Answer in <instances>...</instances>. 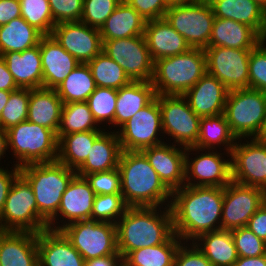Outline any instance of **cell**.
Wrapping results in <instances>:
<instances>
[{"mask_svg": "<svg viewBox=\"0 0 266 266\" xmlns=\"http://www.w3.org/2000/svg\"><path fill=\"white\" fill-rule=\"evenodd\" d=\"M223 198L224 187L184 185L172 191L170 209L174 233L188 243L202 234L221 230Z\"/></svg>", "mask_w": 266, "mask_h": 266, "instance_id": "1", "label": "cell"}, {"mask_svg": "<svg viewBox=\"0 0 266 266\" xmlns=\"http://www.w3.org/2000/svg\"><path fill=\"white\" fill-rule=\"evenodd\" d=\"M160 208L128 207L116 222L117 249L123 259L131 251L165 243L174 234L170 206Z\"/></svg>", "mask_w": 266, "mask_h": 266, "instance_id": "2", "label": "cell"}, {"mask_svg": "<svg viewBox=\"0 0 266 266\" xmlns=\"http://www.w3.org/2000/svg\"><path fill=\"white\" fill-rule=\"evenodd\" d=\"M118 169L121 194L128 207L163 208L165 203V206H170L172 192L160 180L141 151H122Z\"/></svg>", "mask_w": 266, "mask_h": 266, "instance_id": "3", "label": "cell"}, {"mask_svg": "<svg viewBox=\"0 0 266 266\" xmlns=\"http://www.w3.org/2000/svg\"><path fill=\"white\" fill-rule=\"evenodd\" d=\"M20 174L33 190L39 217L48 225L57 214L63 193L76 175V170L56 160L27 164L20 167Z\"/></svg>", "mask_w": 266, "mask_h": 266, "instance_id": "4", "label": "cell"}, {"mask_svg": "<svg viewBox=\"0 0 266 266\" xmlns=\"http://www.w3.org/2000/svg\"><path fill=\"white\" fill-rule=\"evenodd\" d=\"M207 72L204 49L190 48L187 52L154 61L151 83L156 95H183Z\"/></svg>", "mask_w": 266, "mask_h": 266, "instance_id": "5", "label": "cell"}, {"mask_svg": "<svg viewBox=\"0 0 266 266\" xmlns=\"http://www.w3.org/2000/svg\"><path fill=\"white\" fill-rule=\"evenodd\" d=\"M6 131L8 149L11 147L13 157L18 160L15 166L57 160L58 138L53 130L26 120Z\"/></svg>", "mask_w": 266, "mask_h": 266, "instance_id": "6", "label": "cell"}, {"mask_svg": "<svg viewBox=\"0 0 266 266\" xmlns=\"http://www.w3.org/2000/svg\"><path fill=\"white\" fill-rule=\"evenodd\" d=\"M265 112L266 93L252 88L228 91L224 114L237 140L257 138Z\"/></svg>", "mask_w": 266, "mask_h": 266, "instance_id": "7", "label": "cell"}, {"mask_svg": "<svg viewBox=\"0 0 266 266\" xmlns=\"http://www.w3.org/2000/svg\"><path fill=\"white\" fill-rule=\"evenodd\" d=\"M48 225L39 217L33 190L28 181L19 174L0 213V231L39 233Z\"/></svg>", "mask_w": 266, "mask_h": 266, "instance_id": "8", "label": "cell"}, {"mask_svg": "<svg viewBox=\"0 0 266 266\" xmlns=\"http://www.w3.org/2000/svg\"><path fill=\"white\" fill-rule=\"evenodd\" d=\"M164 19L184 37L191 48L208 47L215 16L207 0L170 6Z\"/></svg>", "mask_w": 266, "mask_h": 266, "instance_id": "9", "label": "cell"}, {"mask_svg": "<svg viewBox=\"0 0 266 266\" xmlns=\"http://www.w3.org/2000/svg\"><path fill=\"white\" fill-rule=\"evenodd\" d=\"M61 231L85 261L120 254L117 249L116 225L113 223L76 221L66 225Z\"/></svg>", "mask_w": 266, "mask_h": 266, "instance_id": "10", "label": "cell"}, {"mask_svg": "<svg viewBox=\"0 0 266 266\" xmlns=\"http://www.w3.org/2000/svg\"><path fill=\"white\" fill-rule=\"evenodd\" d=\"M163 134L178 146L188 148L197 143L200 120L182 95H158Z\"/></svg>", "mask_w": 266, "mask_h": 266, "instance_id": "11", "label": "cell"}, {"mask_svg": "<svg viewBox=\"0 0 266 266\" xmlns=\"http://www.w3.org/2000/svg\"><path fill=\"white\" fill-rule=\"evenodd\" d=\"M102 51L122 67L131 81L151 82L154 61L144 35L106 40Z\"/></svg>", "mask_w": 266, "mask_h": 266, "instance_id": "12", "label": "cell"}, {"mask_svg": "<svg viewBox=\"0 0 266 266\" xmlns=\"http://www.w3.org/2000/svg\"><path fill=\"white\" fill-rule=\"evenodd\" d=\"M117 130L122 151H141L164 143L158 138L163 133L158 95Z\"/></svg>", "mask_w": 266, "mask_h": 266, "instance_id": "13", "label": "cell"}, {"mask_svg": "<svg viewBox=\"0 0 266 266\" xmlns=\"http://www.w3.org/2000/svg\"><path fill=\"white\" fill-rule=\"evenodd\" d=\"M207 72L228 90L249 88V57L251 50L222 46L207 47Z\"/></svg>", "mask_w": 266, "mask_h": 266, "instance_id": "14", "label": "cell"}, {"mask_svg": "<svg viewBox=\"0 0 266 266\" xmlns=\"http://www.w3.org/2000/svg\"><path fill=\"white\" fill-rule=\"evenodd\" d=\"M266 202V191L231 181L224 187L221 230L246 226L254 213Z\"/></svg>", "mask_w": 266, "mask_h": 266, "instance_id": "15", "label": "cell"}, {"mask_svg": "<svg viewBox=\"0 0 266 266\" xmlns=\"http://www.w3.org/2000/svg\"><path fill=\"white\" fill-rule=\"evenodd\" d=\"M216 150V152H214ZM208 153H200L197 147H188L185 152V185L200 187H225L231 181V159H224L223 153L217 149ZM196 151V158L189 157L190 152ZM190 158V160H189ZM194 179V180H193ZM198 180V181H197Z\"/></svg>", "mask_w": 266, "mask_h": 266, "instance_id": "16", "label": "cell"}, {"mask_svg": "<svg viewBox=\"0 0 266 266\" xmlns=\"http://www.w3.org/2000/svg\"><path fill=\"white\" fill-rule=\"evenodd\" d=\"M246 142L236 141L231 150L232 181L266 191V141L251 138Z\"/></svg>", "mask_w": 266, "mask_h": 266, "instance_id": "17", "label": "cell"}, {"mask_svg": "<svg viewBox=\"0 0 266 266\" xmlns=\"http://www.w3.org/2000/svg\"><path fill=\"white\" fill-rule=\"evenodd\" d=\"M51 35L63 49L80 63H88L103 48L100 30L81 21L56 24Z\"/></svg>", "mask_w": 266, "mask_h": 266, "instance_id": "18", "label": "cell"}, {"mask_svg": "<svg viewBox=\"0 0 266 266\" xmlns=\"http://www.w3.org/2000/svg\"><path fill=\"white\" fill-rule=\"evenodd\" d=\"M95 196L96 194L91 189L86 178L76 174L63 193L57 214L48 222V228L52 230H61L70 223L91 220ZM58 217L62 222L65 219L63 225L62 222L61 224H57L58 226L55 225V221H59Z\"/></svg>", "mask_w": 266, "mask_h": 266, "instance_id": "19", "label": "cell"}, {"mask_svg": "<svg viewBox=\"0 0 266 266\" xmlns=\"http://www.w3.org/2000/svg\"><path fill=\"white\" fill-rule=\"evenodd\" d=\"M166 142L144 148L141 152L158 174L160 180L172 192L185 185L186 148ZM180 147V148H179Z\"/></svg>", "mask_w": 266, "mask_h": 266, "instance_id": "20", "label": "cell"}, {"mask_svg": "<svg viewBox=\"0 0 266 266\" xmlns=\"http://www.w3.org/2000/svg\"><path fill=\"white\" fill-rule=\"evenodd\" d=\"M228 91L215 76L206 72L182 96L199 117H210L224 113Z\"/></svg>", "mask_w": 266, "mask_h": 266, "instance_id": "21", "label": "cell"}, {"mask_svg": "<svg viewBox=\"0 0 266 266\" xmlns=\"http://www.w3.org/2000/svg\"><path fill=\"white\" fill-rule=\"evenodd\" d=\"M39 47L43 87L55 89L80 62L63 49L52 35H43L39 41Z\"/></svg>", "mask_w": 266, "mask_h": 266, "instance_id": "22", "label": "cell"}, {"mask_svg": "<svg viewBox=\"0 0 266 266\" xmlns=\"http://www.w3.org/2000/svg\"><path fill=\"white\" fill-rule=\"evenodd\" d=\"M39 266H85V259L61 230L38 233Z\"/></svg>", "mask_w": 266, "mask_h": 266, "instance_id": "23", "label": "cell"}, {"mask_svg": "<svg viewBox=\"0 0 266 266\" xmlns=\"http://www.w3.org/2000/svg\"><path fill=\"white\" fill-rule=\"evenodd\" d=\"M38 234L0 231L1 266H39Z\"/></svg>", "mask_w": 266, "mask_h": 266, "instance_id": "24", "label": "cell"}, {"mask_svg": "<svg viewBox=\"0 0 266 266\" xmlns=\"http://www.w3.org/2000/svg\"><path fill=\"white\" fill-rule=\"evenodd\" d=\"M144 37L153 61L185 53L191 48L164 18L148 20Z\"/></svg>", "mask_w": 266, "mask_h": 266, "instance_id": "25", "label": "cell"}, {"mask_svg": "<svg viewBox=\"0 0 266 266\" xmlns=\"http://www.w3.org/2000/svg\"><path fill=\"white\" fill-rule=\"evenodd\" d=\"M2 57L19 88L34 89L43 87L39 44L23 52H7Z\"/></svg>", "mask_w": 266, "mask_h": 266, "instance_id": "26", "label": "cell"}, {"mask_svg": "<svg viewBox=\"0 0 266 266\" xmlns=\"http://www.w3.org/2000/svg\"><path fill=\"white\" fill-rule=\"evenodd\" d=\"M208 2L215 17L246 24L266 39V10L254 0H208Z\"/></svg>", "mask_w": 266, "mask_h": 266, "instance_id": "27", "label": "cell"}, {"mask_svg": "<svg viewBox=\"0 0 266 266\" xmlns=\"http://www.w3.org/2000/svg\"><path fill=\"white\" fill-rule=\"evenodd\" d=\"M263 38L250 26L215 17L208 47L222 46L252 50Z\"/></svg>", "mask_w": 266, "mask_h": 266, "instance_id": "28", "label": "cell"}, {"mask_svg": "<svg viewBox=\"0 0 266 266\" xmlns=\"http://www.w3.org/2000/svg\"><path fill=\"white\" fill-rule=\"evenodd\" d=\"M104 131L93 143L89 156L76 170V174L84 177L87 174L110 171L118 168L122 152L117 132Z\"/></svg>", "mask_w": 266, "mask_h": 266, "instance_id": "29", "label": "cell"}, {"mask_svg": "<svg viewBox=\"0 0 266 266\" xmlns=\"http://www.w3.org/2000/svg\"><path fill=\"white\" fill-rule=\"evenodd\" d=\"M63 102L55 89H30L27 120L53 130L57 134Z\"/></svg>", "mask_w": 266, "mask_h": 266, "instance_id": "30", "label": "cell"}, {"mask_svg": "<svg viewBox=\"0 0 266 266\" xmlns=\"http://www.w3.org/2000/svg\"><path fill=\"white\" fill-rule=\"evenodd\" d=\"M146 20L127 2H122L99 29L102 43L106 40L144 35Z\"/></svg>", "mask_w": 266, "mask_h": 266, "instance_id": "31", "label": "cell"}, {"mask_svg": "<svg viewBox=\"0 0 266 266\" xmlns=\"http://www.w3.org/2000/svg\"><path fill=\"white\" fill-rule=\"evenodd\" d=\"M155 97L156 93L151 82L131 81L128 85L118 89L115 127L120 128Z\"/></svg>", "mask_w": 266, "mask_h": 266, "instance_id": "32", "label": "cell"}, {"mask_svg": "<svg viewBox=\"0 0 266 266\" xmlns=\"http://www.w3.org/2000/svg\"><path fill=\"white\" fill-rule=\"evenodd\" d=\"M194 244L213 266H233L239 258L231 230L202 234L194 240Z\"/></svg>", "mask_w": 266, "mask_h": 266, "instance_id": "33", "label": "cell"}, {"mask_svg": "<svg viewBox=\"0 0 266 266\" xmlns=\"http://www.w3.org/2000/svg\"><path fill=\"white\" fill-rule=\"evenodd\" d=\"M91 130L63 135L58 139L57 161L77 170L89 156L94 141L105 131Z\"/></svg>", "mask_w": 266, "mask_h": 266, "instance_id": "34", "label": "cell"}, {"mask_svg": "<svg viewBox=\"0 0 266 266\" xmlns=\"http://www.w3.org/2000/svg\"><path fill=\"white\" fill-rule=\"evenodd\" d=\"M236 141L237 138L231 132L224 113L216 116L201 117L199 135L194 147L201 150H215L216 146L220 149L224 146L223 150L227 152L225 155L228 154L227 157H230Z\"/></svg>", "mask_w": 266, "mask_h": 266, "instance_id": "35", "label": "cell"}, {"mask_svg": "<svg viewBox=\"0 0 266 266\" xmlns=\"http://www.w3.org/2000/svg\"><path fill=\"white\" fill-rule=\"evenodd\" d=\"M43 34L22 17L0 26V55L23 52L39 44Z\"/></svg>", "mask_w": 266, "mask_h": 266, "instance_id": "36", "label": "cell"}, {"mask_svg": "<svg viewBox=\"0 0 266 266\" xmlns=\"http://www.w3.org/2000/svg\"><path fill=\"white\" fill-rule=\"evenodd\" d=\"M183 241L174 233L165 243L131 251L124 266H173L176 252Z\"/></svg>", "mask_w": 266, "mask_h": 266, "instance_id": "37", "label": "cell"}, {"mask_svg": "<svg viewBox=\"0 0 266 266\" xmlns=\"http://www.w3.org/2000/svg\"><path fill=\"white\" fill-rule=\"evenodd\" d=\"M96 87L90 67L80 63L55 90L63 104H67L87 101Z\"/></svg>", "mask_w": 266, "mask_h": 266, "instance_id": "38", "label": "cell"}, {"mask_svg": "<svg viewBox=\"0 0 266 266\" xmlns=\"http://www.w3.org/2000/svg\"><path fill=\"white\" fill-rule=\"evenodd\" d=\"M87 101L63 104L57 138L75 132L101 130Z\"/></svg>", "mask_w": 266, "mask_h": 266, "instance_id": "39", "label": "cell"}, {"mask_svg": "<svg viewBox=\"0 0 266 266\" xmlns=\"http://www.w3.org/2000/svg\"><path fill=\"white\" fill-rule=\"evenodd\" d=\"M87 64L97 87L118 90L131 82L122 67L103 51Z\"/></svg>", "mask_w": 266, "mask_h": 266, "instance_id": "40", "label": "cell"}, {"mask_svg": "<svg viewBox=\"0 0 266 266\" xmlns=\"http://www.w3.org/2000/svg\"><path fill=\"white\" fill-rule=\"evenodd\" d=\"M118 90L114 88L96 87L89 96L87 103L97 122H108L115 128V110Z\"/></svg>", "mask_w": 266, "mask_h": 266, "instance_id": "41", "label": "cell"}, {"mask_svg": "<svg viewBox=\"0 0 266 266\" xmlns=\"http://www.w3.org/2000/svg\"><path fill=\"white\" fill-rule=\"evenodd\" d=\"M21 17L43 35H51L55 22L48 0H19Z\"/></svg>", "mask_w": 266, "mask_h": 266, "instance_id": "42", "label": "cell"}, {"mask_svg": "<svg viewBox=\"0 0 266 266\" xmlns=\"http://www.w3.org/2000/svg\"><path fill=\"white\" fill-rule=\"evenodd\" d=\"M30 100V89L19 88L10 93L9 100L0 116V127L8 130L20 122L26 121Z\"/></svg>", "mask_w": 266, "mask_h": 266, "instance_id": "43", "label": "cell"}, {"mask_svg": "<svg viewBox=\"0 0 266 266\" xmlns=\"http://www.w3.org/2000/svg\"><path fill=\"white\" fill-rule=\"evenodd\" d=\"M127 208L122 194L96 195L91 220L116 224Z\"/></svg>", "mask_w": 266, "mask_h": 266, "instance_id": "44", "label": "cell"}, {"mask_svg": "<svg viewBox=\"0 0 266 266\" xmlns=\"http://www.w3.org/2000/svg\"><path fill=\"white\" fill-rule=\"evenodd\" d=\"M122 0H84L81 22L100 29Z\"/></svg>", "mask_w": 266, "mask_h": 266, "instance_id": "45", "label": "cell"}, {"mask_svg": "<svg viewBox=\"0 0 266 266\" xmlns=\"http://www.w3.org/2000/svg\"><path fill=\"white\" fill-rule=\"evenodd\" d=\"M266 39H262L249 57V88L266 93Z\"/></svg>", "mask_w": 266, "mask_h": 266, "instance_id": "46", "label": "cell"}, {"mask_svg": "<svg viewBox=\"0 0 266 266\" xmlns=\"http://www.w3.org/2000/svg\"><path fill=\"white\" fill-rule=\"evenodd\" d=\"M231 234L239 257L253 258L266 255V242L246 226L231 230Z\"/></svg>", "mask_w": 266, "mask_h": 266, "instance_id": "47", "label": "cell"}, {"mask_svg": "<svg viewBox=\"0 0 266 266\" xmlns=\"http://www.w3.org/2000/svg\"><path fill=\"white\" fill-rule=\"evenodd\" d=\"M96 195L121 194V175L118 168L84 176Z\"/></svg>", "mask_w": 266, "mask_h": 266, "instance_id": "48", "label": "cell"}, {"mask_svg": "<svg viewBox=\"0 0 266 266\" xmlns=\"http://www.w3.org/2000/svg\"><path fill=\"white\" fill-rule=\"evenodd\" d=\"M56 24L63 22H78L83 13L84 0H48Z\"/></svg>", "mask_w": 266, "mask_h": 266, "instance_id": "49", "label": "cell"}, {"mask_svg": "<svg viewBox=\"0 0 266 266\" xmlns=\"http://www.w3.org/2000/svg\"><path fill=\"white\" fill-rule=\"evenodd\" d=\"M190 246L187 242L181 243L176 252L173 266H213L194 242L192 244L190 242Z\"/></svg>", "mask_w": 266, "mask_h": 266, "instance_id": "50", "label": "cell"}, {"mask_svg": "<svg viewBox=\"0 0 266 266\" xmlns=\"http://www.w3.org/2000/svg\"><path fill=\"white\" fill-rule=\"evenodd\" d=\"M146 21L162 19L169 8L166 0H124Z\"/></svg>", "mask_w": 266, "mask_h": 266, "instance_id": "51", "label": "cell"}, {"mask_svg": "<svg viewBox=\"0 0 266 266\" xmlns=\"http://www.w3.org/2000/svg\"><path fill=\"white\" fill-rule=\"evenodd\" d=\"M13 169L6 170L4 168H0V213L2 212L5 201L8 196V192L15 180V178L20 174V168L13 165Z\"/></svg>", "mask_w": 266, "mask_h": 266, "instance_id": "52", "label": "cell"}, {"mask_svg": "<svg viewBox=\"0 0 266 266\" xmlns=\"http://www.w3.org/2000/svg\"><path fill=\"white\" fill-rule=\"evenodd\" d=\"M246 227L266 242V202L249 219Z\"/></svg>", "mask_w": 266, "mask_h": 266, "instance_id": "53", "label": "cell"}, {"mask_svg": "<svg viewBox=\"0 0 266 266\" xmlns=\"http://www.w3.org/2000/svg\"><path fill=\"white\" fill-rule=\"evenodd\" d=\"M21 17L19 0H0V26Z\"/></svg>", "mask_w": 266, "mask_h": 266, "instance_id": "54", "label": "cell"}, {"mask_svg": "<svg viewBox=\"0 0 266 266\" xmlns=\"http://www.w3.org/2000/svg\"><path fill=\"white\" fill-rule=\"evenodd\" d=\"M19 89L14 81V78L8 70L7 64L3 57L0 55V90L15 91Z\"/></svg>", "mask_w": 266, "mask_h": 266, "instance_id": "55", "label": "cell"}, {"mask_svg": "<svg viewBox=\"0 0 266 266\" xmlns=\"http://www.w3.org/2000/svg\"><path fill=\"white\" fill-rule=\"evenodd\" d=\"M85 266H124L121 254L107 255L85 261Z\"/></svg>", "mask_w": 266, "mask_h": 266, "instance_id": "56", "label": "cell"}, {"mask_svg": "<svg viewBox=\"0 0 266 266\" xmlns=\"http://www.w3.org/2000/svg\"><path fill=\"white\" fill-rule=\"evenodd\" d=\"M233 266H266V255L258 257H239Z\"/></svg>", "mask_w": 266, "mask_h": 266, "instance_id": "57", "label": "cell"}, {"mask_svg": "<svg viewBox=\"0 0 266 266\" xmlns=\"http://www.w3.org/2000/svg\"><path fill=\"white\" fill-rule=\"evenodd\" d=\"M8 149V142H7V131L3 130L0 127V160L1 157L6 154V150Z\"/></svg>", "mask_w": 266, "mask_h": 266, "instance_id": "58", "label": "cell"}, {"mask_svg": "<svg viewBox=\"0 0 266 266\" xmlns=\"http://www.w3.org/2000/svg\"><path fill=\"white\" fill-rule=\"evenodd\" d=\"M203 0H166L167 6L187 5L197 3Z\"/></svg>", "mask_w": 266, "mask_h": 266, "instance_id": "59", "label": "cell"}, {"mask_svg": "<svg viewBox=\"0 0 266 266\" xmlns=\"http://www.w3.org/2000/svg\"><path fill=\"white\" fill-rule=\"evenodd\" d=\"M10 93L11 91L0 90V116H1L3 108L6 106L9 100Z\"/></svg>", "mask_w": 266, "mask_h": 266, "instance_id": "60", "label": "cell"}, {"mask_svg": "<svg viewBox=\"0 0 266 266\" xmlns=\"http://www.w3.org/2000/svg\"><path fill=\"white\" fill-rule=\"evenodd\" d=\"M256 139L261 140V141H266V112L264 116L263 125Z\"/></svg>", "mask_w": 266, "mask_h": 266, "instance_id": "61", "label": "cell"}, {"mask_svg": "<svg viewBox=\"0 0 266 266\" xmlns=\"http://www.w3.org/2000/svg\"><path fill=\"white\" fill-rule=\"evenodd\" d=\"M254 1L266 10V0H254Z\"/></svg>", "mask_w": 266, "mask_h": 266, "instance_id": "62", "label": "cell"}]
</instances>
